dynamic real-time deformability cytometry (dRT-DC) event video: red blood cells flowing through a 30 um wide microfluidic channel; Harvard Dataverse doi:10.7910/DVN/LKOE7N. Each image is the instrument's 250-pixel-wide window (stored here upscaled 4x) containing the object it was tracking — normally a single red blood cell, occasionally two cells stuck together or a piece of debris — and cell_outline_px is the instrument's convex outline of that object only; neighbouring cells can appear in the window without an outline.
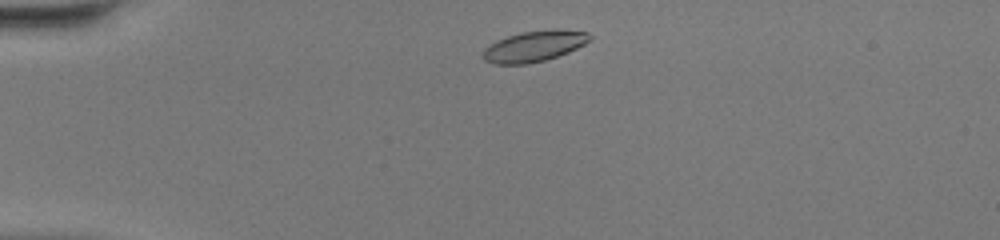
{"species": "common noctule bat (a hibernating species)", "species_latin": "Nyctalus noctula", "temperature_condition": "warm", "stored_images_in_passage": 37, "camera_frame_rate_fps": 3000, "um_per_image_px": 0.085, "animal": {"sex": "female", "body_mass_g": 20.0, "forearm_length_mm": 54.0}, "frame": {"image": 1, "passage_image": 1, "time_ms": 0.0, "image_size_px": [1000, 240], "cell_outline_px": [[592, 40], [568, 52], [544, 60], [528, 64], [492, 64], [484, 60], [484, 48], [488, 44], [496, 40], [520, 32], [588, 32], [592, 36]], "centroid_in_image_um": [45.32, 3.98], "position_along_channel_um": 39.7, "area_um2": 18.38}}
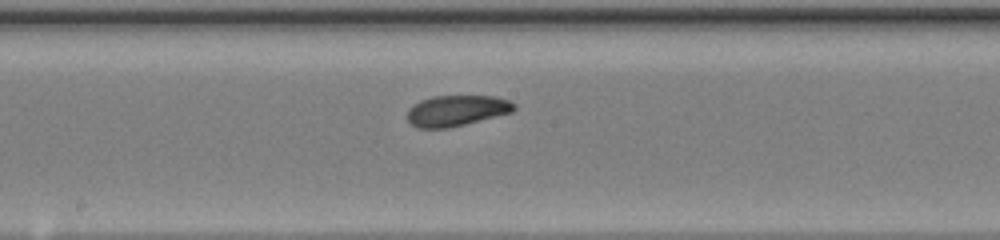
{"frame": {"image": 2, "passage_image": 16, "time_ms": 5.0, "image_size_px": [1000, 240], "cell_outline_px": [[516, 108], [512, 112], [448, 128], [416, 128], [408, 120], [408, 108], [420, 100], [432, 96], [496, 96], [508, 100], [516, 104]], "centroid_in_image_um": [38.8, 9.39], "position_along_channel_um": 209.4, "area_um2": 19.13}}
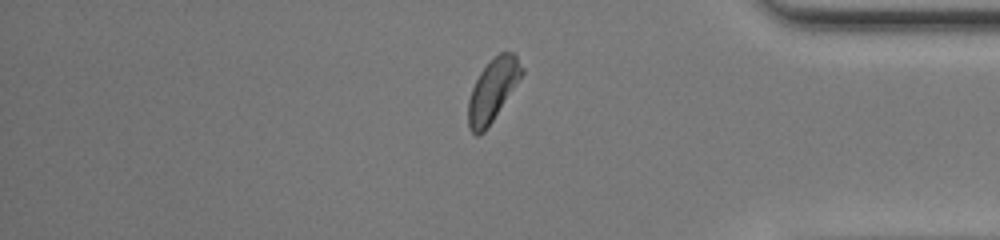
{"frame": {"image": 3, "passage_image": 30, "time_ms": 9.667, "image_size_px": [1000, 240], "cell_outline_px": [[524, 72], [488, 128], [480, 136], [476, 136], [468, 128], [468, 100], [472, 88], [480, 72], [500, 52], [512, 52], [516, 56], [524, 68]], "centroid_in_image_um": [41.87, 7.71], "position_along_channel_um": 393.3, "area_um2": 19.25}, "authors_computed_cell_mechanics": {"area_um2": 19.1896, "velocity_mm_per_s": 4.3308, "shape_relaxation_time_tau1_ms": 5.0512, "shape_relaxation_time_tau2_ms": 2.1769, "deformation_change_tau1": 0.1445, "deformation_change_tau2": 0.0833}}